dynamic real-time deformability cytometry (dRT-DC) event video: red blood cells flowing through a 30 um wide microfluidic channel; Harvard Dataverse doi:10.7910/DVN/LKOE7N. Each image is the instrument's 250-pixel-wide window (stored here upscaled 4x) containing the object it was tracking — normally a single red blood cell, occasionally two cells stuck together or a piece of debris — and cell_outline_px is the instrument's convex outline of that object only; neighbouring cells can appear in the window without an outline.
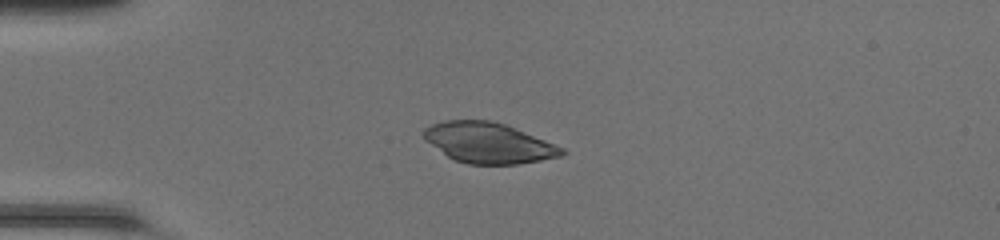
{"species": "common noctule bat (a hibernating species)", "species_latin": "Nyctalus noctula", "temperature_condition": "room temperature", "stored_images_in_passage": 36, "camera_frame_rate_fps": 3000, "um_per_image_px": 0.085, "animal": {"sex": "female", "body_mass_g": 20.0, "forearm_length_mm": 54.0}, "frame": {"image": 1, "passage_image": 1, "time_ms": 0.0, "image_size_px": [1000, 240], "cell_outline_px": [[568, 152], [560, 156], [540, 160], [516, 164], [468, 164], [456, 160], [448, 156], [424, 140], [424, 128], [432, 124], [444, 120], [488, 120], [504, 124], [564, 148]], "centroid_in_image_um": [41.5, 12.14], "position_along_channel_um": 43.5, "area_um2": 32.14}}
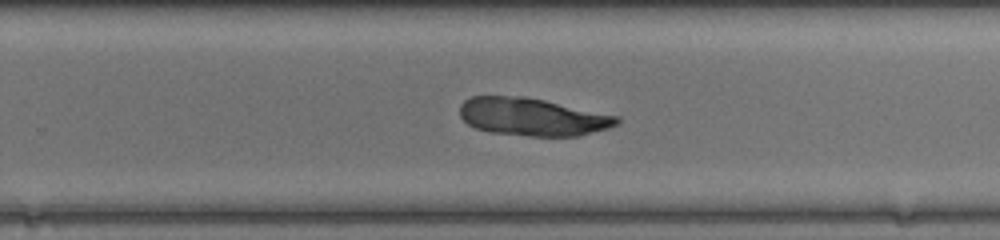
{"frame": {"image": 2, "passage_image": 20, "time_ms": 6.333, "image_size_px": [1000, 240], "cell_outline_px": [[620, 124], [608, 128], [580, 136], [528, 136], [488, 132], [476, 128], [468, 124], [460, 116], [460, 104], [464, 100], [472, 96], [524, 96], [544, 100], [620, 116]], "centroid_in_image_um": [45.27, 9.94], "position_along_channel_um": 284.5, "area_um2": 34.8}}
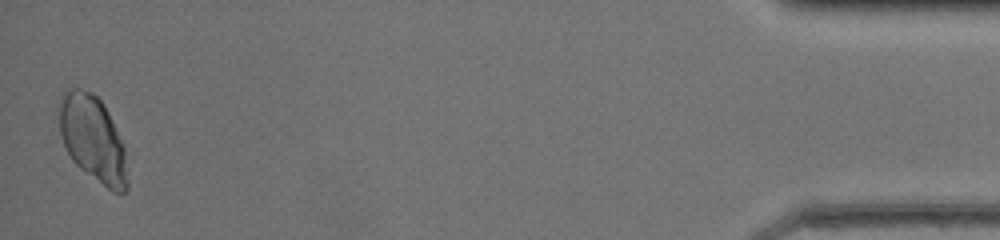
{"frame": {"image": 3, "passage_image": 36, "time_ms": 11.667, "image_size_px": [1000, 240], "cell_outline_px": [[128, 188], [124, 192], [112, 192], [80, 168], [72, 160], [60, 136], [60, 104], [64, 92], [68, 88], [80, 88], [92, 92], [104, 104], [108, 112], [124, 148], [128, 180]], "centroid_in_image_um": [7.9, 11.81], "position_along_channel_um": 427.3, "area_um2": 33.81}}